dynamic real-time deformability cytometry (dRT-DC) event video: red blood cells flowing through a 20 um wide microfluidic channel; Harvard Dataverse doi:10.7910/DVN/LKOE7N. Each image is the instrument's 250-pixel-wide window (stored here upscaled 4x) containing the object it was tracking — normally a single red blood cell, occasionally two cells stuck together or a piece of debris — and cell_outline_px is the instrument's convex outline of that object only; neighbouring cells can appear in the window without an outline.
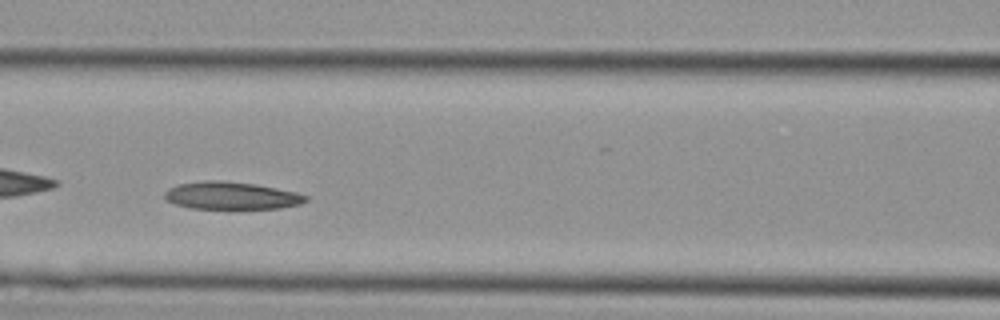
{"species": "Egyptian fruit bat (a non-hibernating species)", "species_latin": "Rousettus aegyptiacus", "temperature_condition": "cold", "stored_images_in_passage": 37, "camera_frame_rate_fps": 3000, "um_per_image_px": 0.085, "animal": {"sex": "female"}, "frame": {"image": 1, "passage_image": 16, "time_ms": 5.0, "image_size_px": [1000, 320], "cell_outline_px": [[308, 200], [300, 204], [280, 208], [192, 208], [176, 204], [168, 200], [164, 196], [164, 192], [168, 188], [180, 184], [204, 180], [220, 180], [256, 184], [296, 192], [308, 196]], "centroid_in_image_um": [19.68, 16.62], "position_along_channel_um": 146.9, "area_um2": 22.43}}
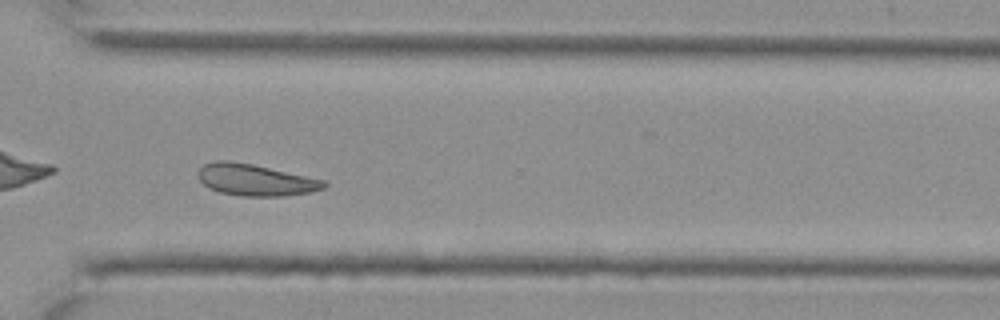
{"frame": {"image": 2, "passage_image": 27, "time_ms": 8.667, "image_size_px": [1000, 320], "cell_outline_px": [[328, 184], [324, 188], [308, 192], [284, 196], [244, 196], [220, 192], [208, 188], [200, 180], [196, 172], [204, 164], [216, 160], [228, 160], [252, 164], [328, 180]], "centroid_in_image_um": [21.72, 15.28], "position_along_channel_um": 348.9, "area_um2": 23.29}}